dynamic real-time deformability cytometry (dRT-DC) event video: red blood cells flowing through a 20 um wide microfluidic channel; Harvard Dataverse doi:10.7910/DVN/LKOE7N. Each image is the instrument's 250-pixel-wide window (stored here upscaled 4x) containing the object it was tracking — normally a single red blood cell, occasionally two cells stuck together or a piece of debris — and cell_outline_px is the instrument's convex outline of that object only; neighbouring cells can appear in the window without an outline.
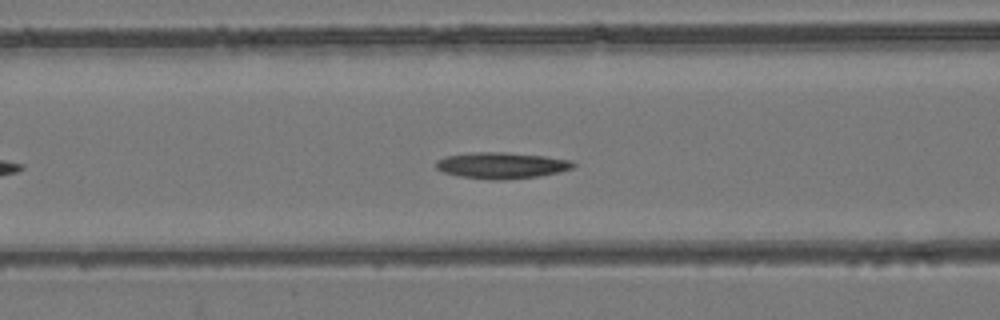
{"species": "common noctule bat (a hibernating species)", "species_latin": "Nyctalus noctula", "temperature_condition": "room temperature", "stored_images_in_passage": 38, "camera_frame_rate_fps": 3000, "um_per_image_px": 0.085, "animal": {"sex": "female", "body_mass_g": 24.6, "forearm_length_mm": 56.2}, "frame": {"image": 1, "passage_image": 6, "time_ms": 1.667, "image_size_px": [1000, 320], "cell_outline_px": [[576, 164], [572, 168], [560, 172], [540, 176], [500, 180], [492, 180], [460, 176], [444, 172], [436, 168], [436, 160], [444, 156], [472, 152], [504, 152], [544, 156], [572, 160]], "centroid_in_image_um": [42.63, 14.05], "position_along_channel_um": 124.0, "area_um2": 21.04}}
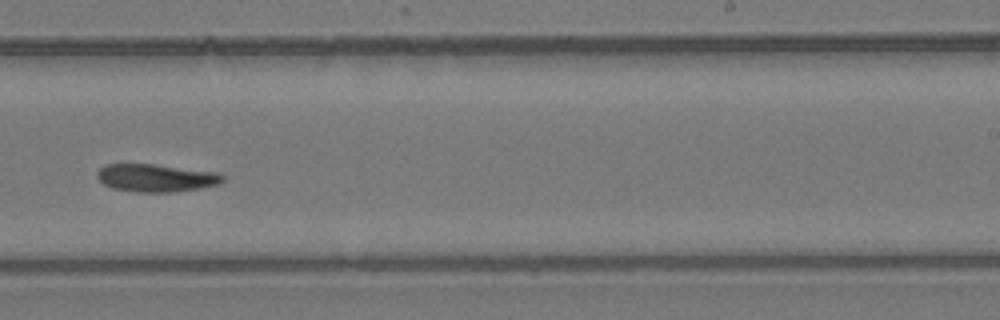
{"frame": {"image": 2, "passage_image": 18, "time_ms": 5.667, "image_size_px": [1000, 320], "cell_outline_px": [[224, 180], [220, 184], [200, 188], [176, 192], [136, 192], [112, 188], [104, 184], [96, 176], [96, 172], [104, 164], [152, 164], [220, 172], [224, 176]], "centroid_in_image_um": [13.28, 15.12], "position_along_channel_um": 275.7, "area_um2": 20.52}}
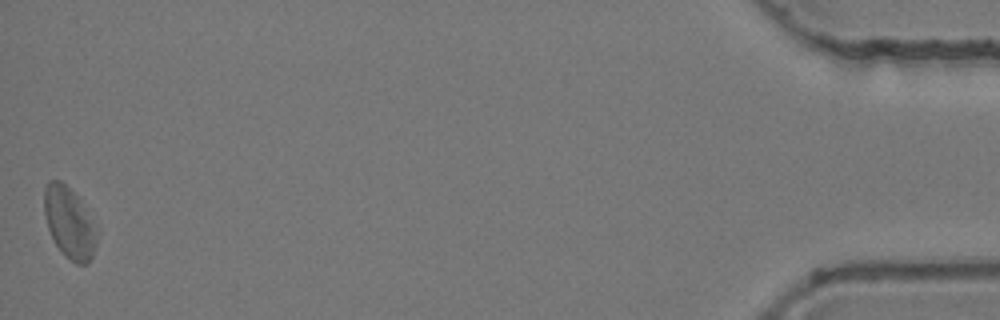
{"frame": {"image": 3, "passage_image": 38, "time_ms": 12.333, "image_size_px": [1000, 320], "cell_outline_px": [[96, 244], [92, 256], [88, 264], [76, 264], [64, 256], [56, 244], [48, 228], [44, 212], [44, 188], [52, 180], [60, 180], [80, 200], [92, 224], [96, 240]], "centroid_in_image_um": [5.85, 18.97], "position_along_channel_um": 429.3, "area_um2": 21.04}}